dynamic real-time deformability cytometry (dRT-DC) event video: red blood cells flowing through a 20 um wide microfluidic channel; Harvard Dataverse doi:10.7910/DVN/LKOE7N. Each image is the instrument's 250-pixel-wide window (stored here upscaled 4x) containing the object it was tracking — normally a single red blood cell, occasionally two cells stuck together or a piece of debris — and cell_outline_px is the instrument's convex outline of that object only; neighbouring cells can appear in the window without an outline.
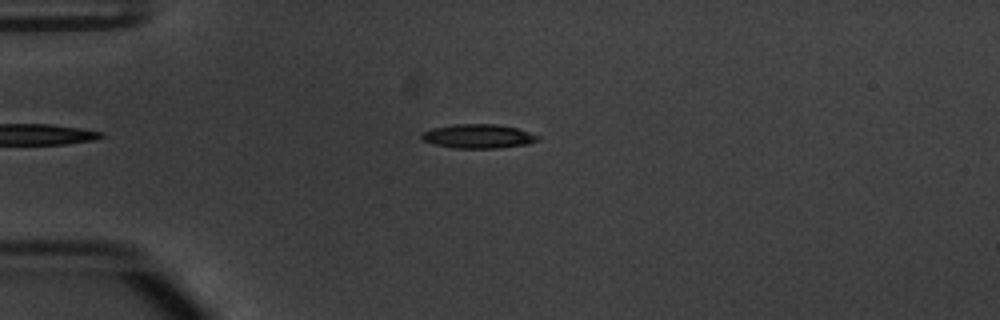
{"species": "common noctule bat (a hibernating species)", "species_latin": "Nyctalus noctula", "temperature_condition": "warm", "stored_images_in_passage": 49, "camera_frame_rate_fps": 3000, "um_per_image_px": 0.085, "animal": {"sex": "male", "body_mass_g": 20.1, "forearm_length_mm": 53.5}, "frame": {"image": 1, "passage_image": 10, "time_ms": 3.0, "image_size_px": [1000, 320], "cell_outline_px": [[540, 140], [528, 144], [496, 148], [456, 148], [432, 144], [424, 140], [420, 136], [424, 132], [432, 128], [452, 124], [496, 124], [516, 128], [540, 136]], "centroid_in_image_um": [40.65, 11.58], "position_along_channel_um": 44.3, "area_um2": 16.24}}
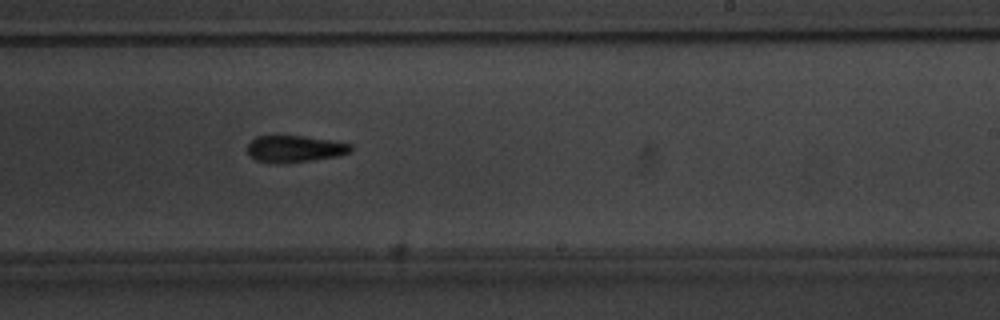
{"frame": {"image": 2, "passage_image": 29, "time_ms": 9.333, "image_size_px": [1000, 320], "cell_outline_px": [[352, 152], [336, 156], [312, 160], [256, 160], [248, 152], [248, 144], [256, 136], [300, 136], [328, 140], [352, 144]], "centroid_in_image_um": [25.11, 12.6], "position_along_channel_um": 263.9, "area_um2": 15.09}}
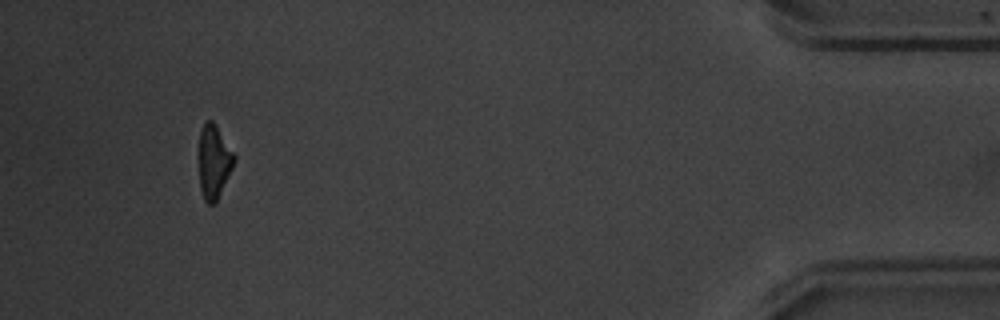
{"frame": {"image": 3, "passage_image": 46, "time_ms": 15.0, "image_size_px": [1000, 320], "cell_outline_px": [[236, 160], [216, 204], [208, 204], [204, 200], [200, 188], [196, 156], [200, 128], [204, 120], [212, 120], [216, 124], [236, 156]], "centroid_in_image_um": [18.13, 13.71], "position_along_channel_um": 417.1, "area_um2": 16.13}, "authors_computed_cell_mechanics": {"area_um2": 16.1262, "velocity_mm_per_s": 3.8293, "shape_relaxation_time_tau1_ms": 4.1606, "shape_relaxation_time_tau2_ms": 4.8383, "deformation_change_tau1": 0.1747, "deformation_change_tau2": 0.159}}